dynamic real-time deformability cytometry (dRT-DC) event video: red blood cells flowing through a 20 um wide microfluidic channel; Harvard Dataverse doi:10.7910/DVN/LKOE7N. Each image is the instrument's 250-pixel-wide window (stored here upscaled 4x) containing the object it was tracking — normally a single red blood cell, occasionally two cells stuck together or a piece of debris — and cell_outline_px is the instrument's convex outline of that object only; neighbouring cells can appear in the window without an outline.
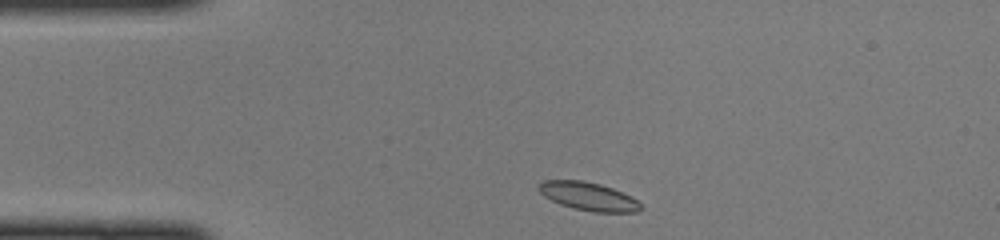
{"species": "common noctule bat (a hibernating species)", "species_latin": "Nyctalus noctula", "temperature_condition": "cold", "stored_images_in_passage": 39, "camera_frame_rate_fps": 3000, "um_per_image_px": 0.085, "animal": {"sex": "female", "body_mass_g": 22.0, "forearm_length_mm": 56.7}, "frame": {"image": 1, "passage_image": 1, "time_ms": 0.0, "image_size_px": [1000, 240], "cell_outline_px": [[644, 208], [636, 212], [592, 212], [572, 208], [560, 204], [544, 196], [536, 188], [540, 180], [584, 180], [600, 184], [612, 188], [636, 200]], "centroid_in_image_um": [49.96, 16.68], "position_along_channel_um": 35.0, "area_um2": 16.82}}
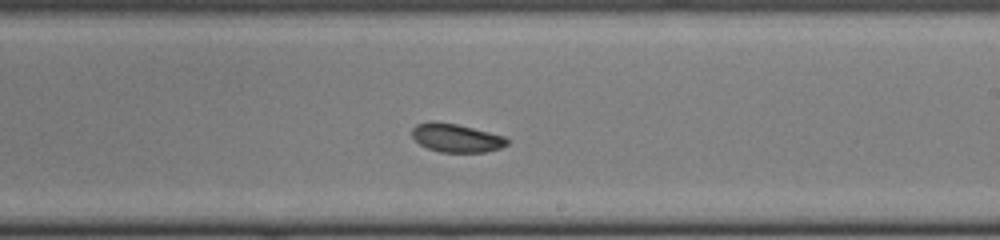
{"frame": {"image": 2, "passage_image": 19, "time_ms": 6.0, "image_size_px": [1000, 240], "cell_outline_px": [[508, 144], [500, 148], [484, 152], [440, 152], [428, 148], [420, 144], [412, 136], [412, 128], [416, 124], [428, 120], [432, 120], [456, 124], [504, 136], [508, 140]], "centroid_in_image_um": [38.74, 11.71], "position_along_channel_um": 250.3, "area_um2": 15.72}}
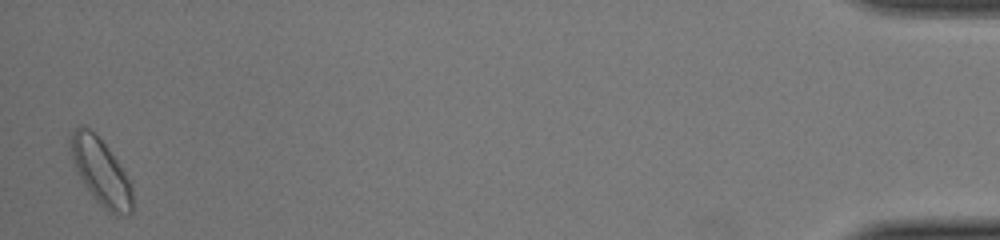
{"frame": {"image": 3, "passage_image": 38, "time_ms": 12.333, "image_size_px": [1000, 240], "cell_outline_px": [[132, 212], [128, 216], [116, 216], [108, 212], [92, 196], [76, 172], [68, 140], [72, 132], [80, 124], [96, 132], [116, 160], [132, 184]], "centroid_in_image_um": [8.57, 14.61], "position_along_channel_um": 426.6, "area_um2": 24.04}}